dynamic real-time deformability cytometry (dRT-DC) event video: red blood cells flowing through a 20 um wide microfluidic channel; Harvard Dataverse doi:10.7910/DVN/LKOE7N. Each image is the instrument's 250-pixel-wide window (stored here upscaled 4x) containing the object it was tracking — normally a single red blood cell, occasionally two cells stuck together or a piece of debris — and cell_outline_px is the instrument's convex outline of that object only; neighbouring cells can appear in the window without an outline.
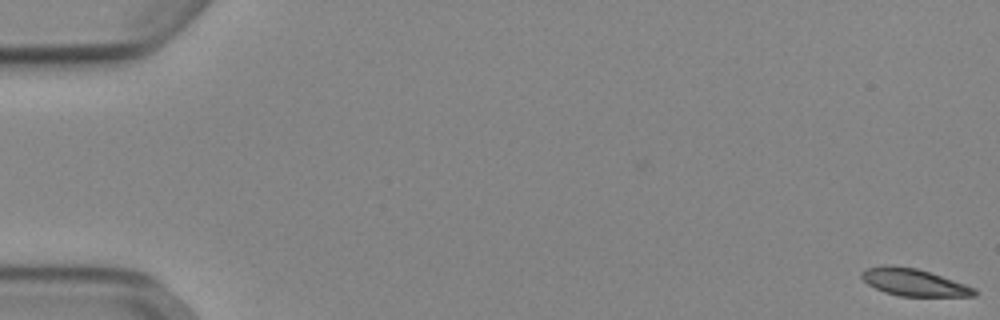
{"species": "Egyptian fruit bat (a non-hibernating species)", "species_latin": "Rousettus aegyptiacus", "temperature_condition": "cold", "stored_images_in_passage": 53, "camera_frame_rate_fps": 3000, "um_per_image_px": 0.085, "animal": {"sex": "female"}, "frame": {"image": 1, "passage_image": 1, "time_ms": 0.0, "image_size_px": [1000, 320], "cell_outline_px": [[976, 296], [900, 296], [884, 292], [868, 284], [860, 276], [860, 272], [864, 268], [892, 264], [916, 268], [976, 288]], "centroid_in_image_um": [77.62, 23.99], "position_along_channel_um": 7.4, "area_um2": 17.74}}
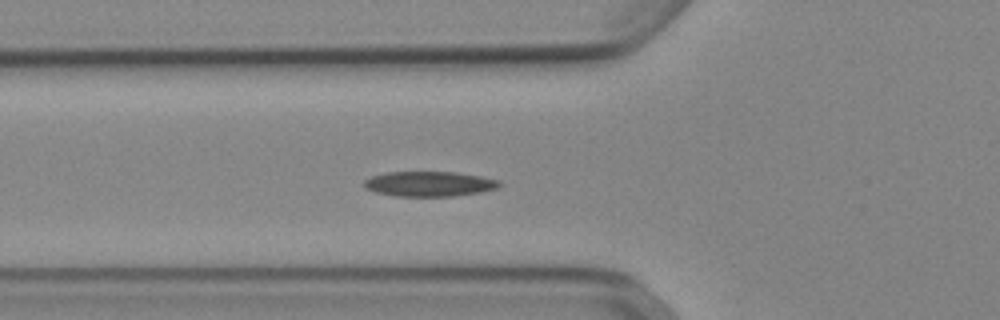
{"frame": {"image": 2, "passage_image": 20, "time_ms": 6.333, "image_size_px": [1000, 320], "cell_outline_px": [[500, 184], [496, 188], [480, 192], [452, 196], [396, 196], [376, 192], [368, 188], [364, 184], [364, 180], [372, 176], [388, 172], [456, 172], [480, 176], [500, 180]], "centroid_in_image_um": [36.5, 15.62], "position_along_channel_um": 89.3, "area_um2": 19.48}}
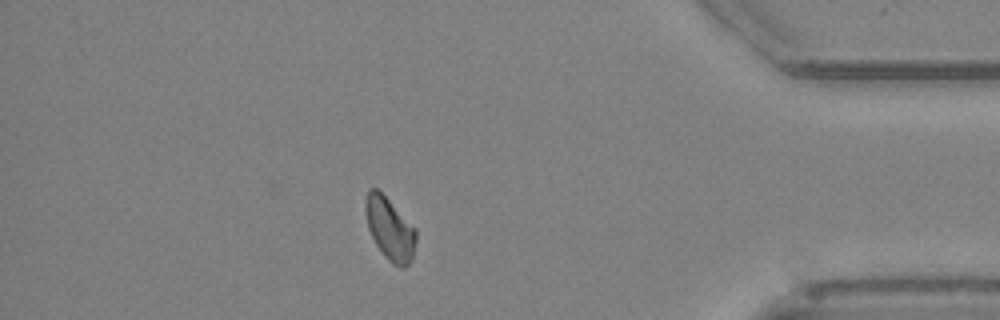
{"frame": {"image": 3, "passage_image": 47, "time_ms": 15.333, "image_size_px": [1000, 320], "cell_outline_px": [[416, 240], [412, 260], [404, 268], [400, 268], [392, 264], [384, 256], [376, 244], [368, 228], [364, 208], [364, 200], [368, 188], [376, 188], [416, 228]], "centroid_in_image_um": [33.12, 19.46], "position_along_channel_um": 402.1, "area_um2": 18.44}, "authors_computed_cell_mechanics": {"area_um2": 18.8428, "velocity_mm_per_s": 3.8646, "shape_relaxation_time_tau1_ms": 7.9334, "shape_relaxation_time_tau2_ms": null, "deformation_change_tau1": 0.1466, "deformation_change_tau2": null}}